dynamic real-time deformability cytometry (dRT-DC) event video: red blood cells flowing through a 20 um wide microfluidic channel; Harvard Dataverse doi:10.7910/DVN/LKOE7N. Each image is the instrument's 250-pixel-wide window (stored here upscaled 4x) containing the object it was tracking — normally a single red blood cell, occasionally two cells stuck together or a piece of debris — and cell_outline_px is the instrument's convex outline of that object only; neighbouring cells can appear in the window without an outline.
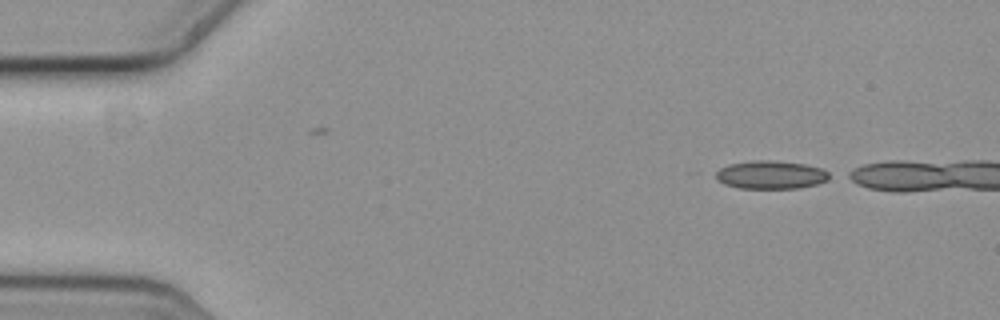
{"species": "common noctule bat (a hibernating species)", "species_latin": "Nyctalus noctula", "temperature_condition": "cold", "stored_images_in_passage": 2, "camera_frame_rate_fps": 3000, "um_per_image_px": 0.085, "animal": {"sex": "female", "body_mass_g": 19.3, "forearm_length_mm": 54.1}, "frame": {"image": 1, "passage_image": 2, "time_ms": 0.333, "image_size_px": [1000, 320], "cell_outline_px": [[836, 176], [828, 180], [816, 184], [800, 188], [740, 188], [724, 184], [716, 176], [716, 172], [720, 168], [728, 164], [756, 160], [772, 160], [804, 164], [820, 168]], "centroid_in_image_um": [65.58, 14.86], "position_along_channel_um": 19.4, "area_um2": 18.67}}